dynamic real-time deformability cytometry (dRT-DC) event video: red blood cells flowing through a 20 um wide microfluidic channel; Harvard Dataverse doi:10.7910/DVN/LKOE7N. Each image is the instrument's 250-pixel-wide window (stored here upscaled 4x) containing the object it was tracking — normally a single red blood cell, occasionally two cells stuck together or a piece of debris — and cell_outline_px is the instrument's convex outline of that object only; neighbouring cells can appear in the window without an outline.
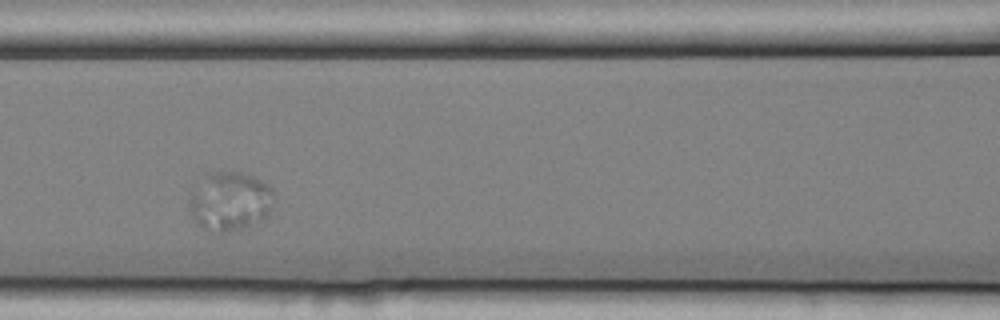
{"species": "common noctule bat (a hibernating species)", "species_latin": "Nyctalus noctula", "temperature_condition": "cold", "stored_images_in_passage": 5, "segment_of_instrument_passage": [2, 2], "camera_frame_rate_fps": 3000, "um_per_image_px": 0.085, "animal": {"sex": "female", "body_mass_g": 25.1}, "frame": {"image": 1, "passage_image": 5, "time_ms": 1.333, "image_size_px": [1000, 320], "cell_outline_px": [[268, 216], [264, 220], [248, 228], [228, 232], [220, 232], [204, 228], [196, 224], [192, 216], [188, 204], [192, 192], [268, 208]], "centroid_in_image_um": [19.08, 18.14], "position_along_channel_um": 147.5, "area_um2": 15.37}}